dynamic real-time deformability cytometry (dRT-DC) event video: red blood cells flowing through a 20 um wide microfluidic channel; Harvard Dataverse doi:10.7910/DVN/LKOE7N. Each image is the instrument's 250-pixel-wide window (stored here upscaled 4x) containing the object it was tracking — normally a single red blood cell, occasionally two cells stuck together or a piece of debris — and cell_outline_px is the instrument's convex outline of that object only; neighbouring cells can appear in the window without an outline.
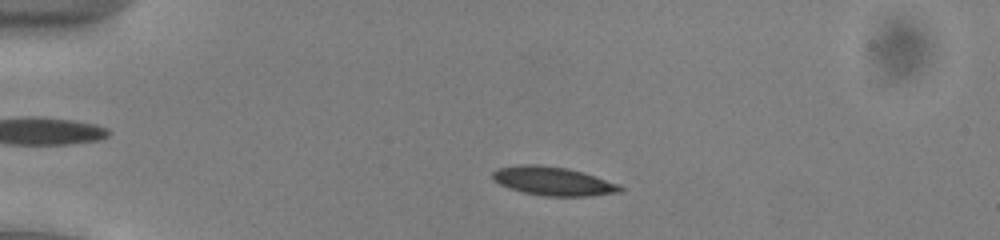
{"species": "common noctule bat (a hibernating species)", "species_latin": "Nyctalus noctula", "temperature_condition": "cold", "stored_images_in_passage": 26, "camera_frame_rate_fps": 3000, "um_per_image_px": 0.085, "animal": {"sex": "male", "body_mass_g": 13.0, "forearm_length_mm": 53.1}, "frame": {"image": 1, "passage_image": 8, "time_ms": 2.333, "image_size_px": [1000, 240], "cell_outline_px": [[624, 188], [620, 192], [588, 196], [544, 196], [524, 192], [508, 188], [492, 180], [492, 172], [500, 168], [516, 164], [536, 164], [568, 168], [616, 184]], "centroid_in_image_um": [46.93, 15.39], "position_along_channel_um": 38.1, "area_um2": 21.04}}
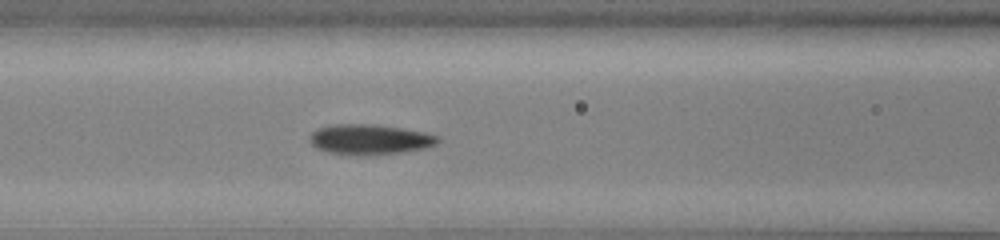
{"frame": {"image": 2, "passage_image": 19, "time_ms": 6.0, "image_size_px": [1000, 240], "cell_outline_px": [[440, 140], [436, 144], [424, 148], [400, 152], [360, 156], [356, 156], [328, 152], [316, 148], [312, 144], [312, 132], [320, 128], [332, 124], [376, 124], [424, 132], [440, 136]], "centroid_in_image_um": [31.45, 11.85], "position_along_channel_um": 135.2, "area_um2": 22.43}}
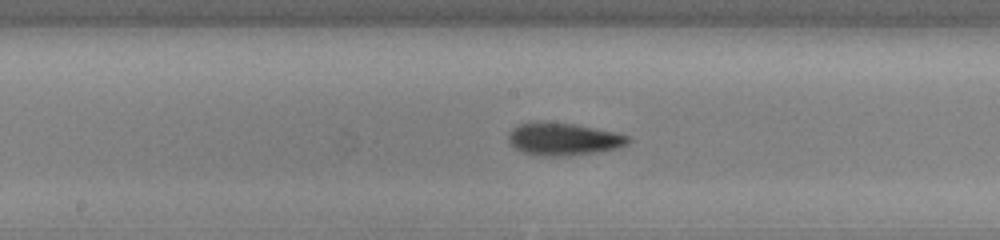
{"frame": {"image": 3, "passage_image": 24, "time_ms": 7.667, "image_size_px": [1000, 240], "cell_outline_px": [[632, 140], [628, 144], [616, 148], [596, 152], [568, 156], [536, 156], [520, 152], [508, 144], [508, 132], [512, 128], [520, 124], [576, 124], [616, 132], [628, 136]], "centroid_in_image_um": [47.88, 11.87], "position_along_channel_um": 200.3, "area_um2": 22.48}}